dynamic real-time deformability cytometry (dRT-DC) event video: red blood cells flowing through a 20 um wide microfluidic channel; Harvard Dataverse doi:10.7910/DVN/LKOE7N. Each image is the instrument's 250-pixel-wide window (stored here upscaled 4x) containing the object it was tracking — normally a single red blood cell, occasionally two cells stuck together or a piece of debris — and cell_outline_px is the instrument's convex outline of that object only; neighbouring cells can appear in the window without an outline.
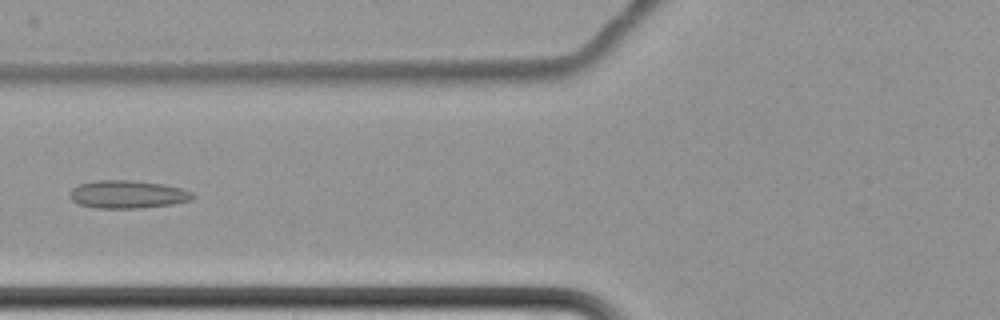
{"species": "common noctule bat (a hibernating species)", "species_latin": "Nyctalus noctula", "temperature_condition": "cold", "stored_images_in_passage": 17, "camera_frame_rate_fps": 3000, "um_per_image_px": 0.085, "animal": {"sex": "female", "body_mass_g": 22.7, "forearm_length_mm": 54.2}, "frame": {"image": 1, "passage_image": 8, "time_ms": 9.667, "image_size_px": [1000, 320], "cell_outline_px": [[196, 196], [192, 200], [172, 204], [140, 208], [96, 208], [80, 204], [72, 200], [68, 196], [68, 192], [72, 188], [80, 184], [96, 180], [132, 180], [164, 184], [180, 188], [192, 192]], "centroid_in_image_um": [10.84, 16.52], "position_along_channel_um": 115.0, "area_um2": 20.11}}
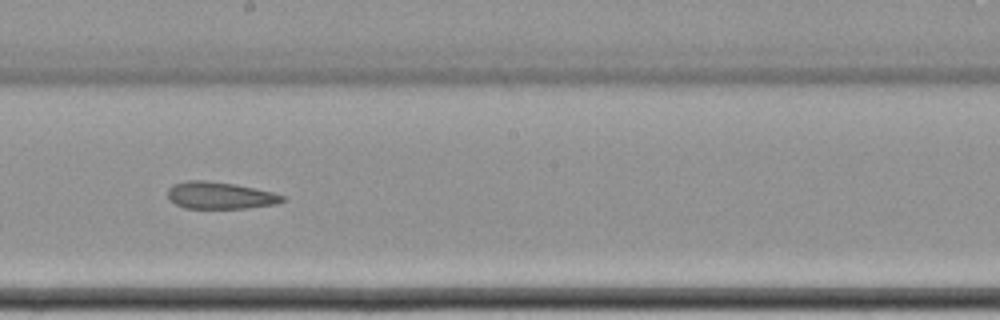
{"frame": {"image": 2, "passage_image": 11, "time_ms": 13.0, "image_size_px": [1000, 320], "cell_outline_px": [[288, 200], [276, 204], [244, 208], [184, 208], [168, 200], [168, 188], [172, 184], [184, 180], [208, 180], [236, 184], [256, 188], [272, 192], [284, 196]], "centroid_in_image_um": [18.68, 16.6], "position_along_channel_um": 229.5, "area_um2": 18.32}}
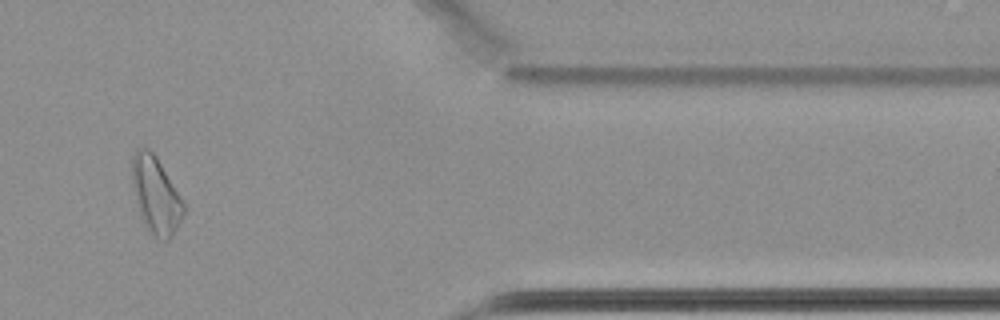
{"frame": {"image": 3, "passage_image": 15, "time_ms": 18.667, "image_size_px": [1000, 320], "cell_outline_px": [[184, 212], [172, 236], [168, 240], [160, 240], [148, 228], [136, 204], [132, 188], [132, 156], [136, 148], [148, 148], [156, 156], [184, 204]], "centroid_in_image_um": [13.21, 16.55], "position_along_channel_um": 398.2, "area_um2": 22.43}, "authors_computed_cell_mechanics": {"area_um2": 21.5016, "velocity_mm_per_s": 3.4416, "shape_relaxation_time_tau1_ms": null, "shape_relaxation_time_tau2_ms": 1.5309, "deformation_change_tau1": null, "deformation_change_tau2": 0.0601}}